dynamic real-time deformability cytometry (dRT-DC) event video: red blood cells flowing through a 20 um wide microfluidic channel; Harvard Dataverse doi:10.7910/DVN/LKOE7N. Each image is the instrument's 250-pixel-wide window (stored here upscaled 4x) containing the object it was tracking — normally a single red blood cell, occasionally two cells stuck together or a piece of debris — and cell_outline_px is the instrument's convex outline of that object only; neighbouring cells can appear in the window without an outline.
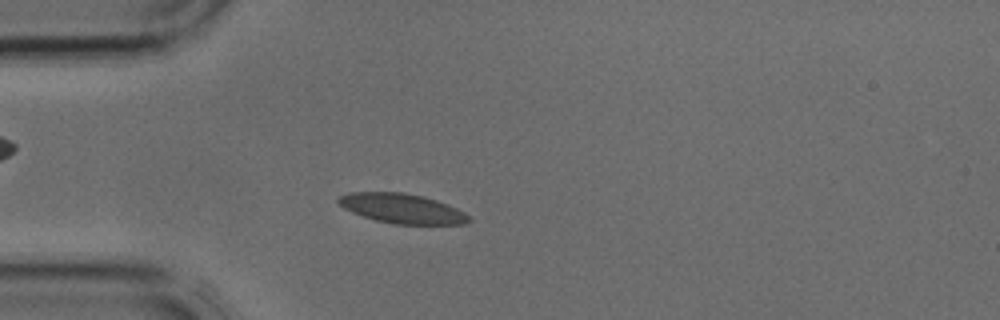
{"species": "common noctule bat (a hibernating species)", "species_latin": "Nyctalus noctula", "temperature_condition": "cold", "stored_images_in_passage": 5, "camera_frame_rate_fps": 3000, "um_per_image_px": 0.085, "animal": {"sex": "male", "body_mass_g": 17.9, "forearm_length_mm": 54.2}, "frame": {"image": 1, "passage_image": 5, "time_ms": 1.333, "image_size_px": [1000, 320], "cell_outline_px": [[472, 220], [464, 224], [396, 224], [376, 220], [352, 212], [344, 208], [336, 200], [340, 196], [348, 192], [404, 192], [424, 196], [448, 204], [472, 216]], "centroid_in_image_um": [34.21, 17.71], "position_along_channel_um": 50.8, "area_um2": 22.6}}